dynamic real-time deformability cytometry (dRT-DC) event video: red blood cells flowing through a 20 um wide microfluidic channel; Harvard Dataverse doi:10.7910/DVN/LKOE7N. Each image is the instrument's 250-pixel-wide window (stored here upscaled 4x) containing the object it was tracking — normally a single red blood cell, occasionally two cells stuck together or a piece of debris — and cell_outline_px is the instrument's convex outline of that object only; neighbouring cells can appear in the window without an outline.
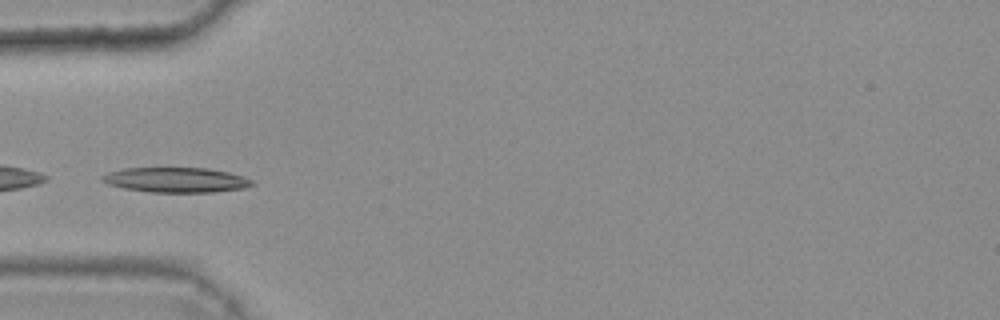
{"species": "common noctule bat (a hibernating species)", "species_latin": "Nyctalus noctula", "temperature_condition": "warm", "stored_images_in_passage": 29, "camera_frame_rate_fps": 3000, "um_per_image_px": 0.085, "animal": {"sex": "female", "body_mass_g": 25.1}, "frame": {"image": 1, "passage_image": 1, "time_ms": 0.0, "image_size_px": [1000, 320], "cell_outline_px": [[256, 184], [244, 188], [212, 192], [148, 192], [124, 188], [108, 184], [100, 180], [100, 176], [108, 172], [124, 168], [208, 168], [228, 172], [244, 176], [252, 180]], "centroid_in_image_um": [14.96, 15.29], "position_along_channel_um": 70.0, "area_um2": 21.91}}